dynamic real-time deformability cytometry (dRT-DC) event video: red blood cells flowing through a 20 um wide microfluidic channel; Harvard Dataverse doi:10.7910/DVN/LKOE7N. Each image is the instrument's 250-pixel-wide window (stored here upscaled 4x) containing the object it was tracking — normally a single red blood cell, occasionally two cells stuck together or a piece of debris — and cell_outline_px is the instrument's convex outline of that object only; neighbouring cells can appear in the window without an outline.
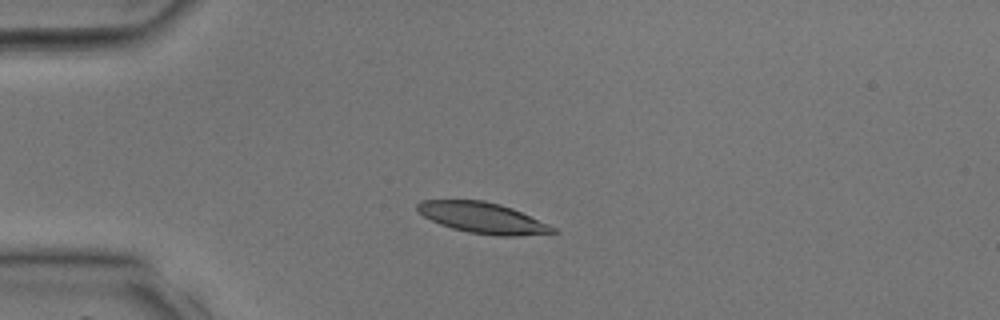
{"species": "common noctule bat (a hibernating species)", "species_latin": "Nyctalus noctula", "temperature_condition": "room temperature", "stored_images_in_passage": 29, "camera_frame_rate_fps": 3000, "um_per_image_px": 0.085, "animal": {"sex": "male", "body_mass_g": 17.9, "forearm_length_mm": 54.2}, "frame": {"image": 1, "passage_image": 1, "time_ms": 0.0, "image_size_px": [1000, 320], "cell_outline_px": [[556, 232], [516, 236], [500, 236], [468, 232], [452, 228], [440, 224], [424, 216], [416, 208], [416, 204], [420, 200], [484, 200], [500, 204], [512, 208], [548, 224], [556, 228]], "centroid_in_image_um": [41.01, 18.51], "position_along_channel_um": 44.0, "area_um2": 24.1}}
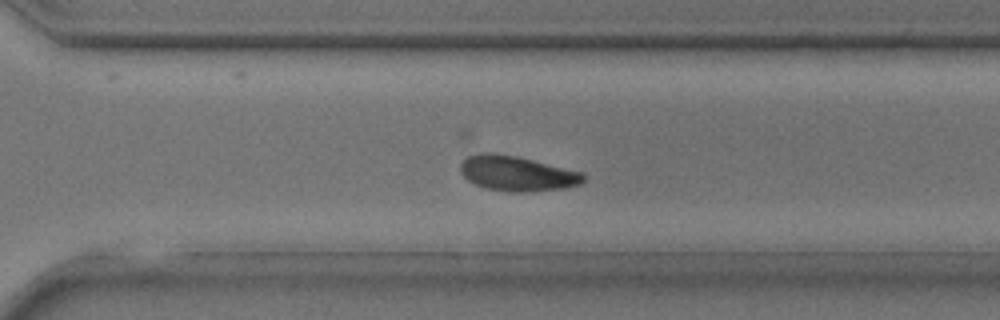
{"frame": {"image": 2, "passage_image": 18, "time_ms": 5.667, "image_size_px": [1000, 320], "cell_outline_px": [[584, 180], [580, 184], [564, 188], [524, 192], [512, 192], [484, 188], [468, 180], [460, 172], [460, 164], [468, 156], [480, 152], [492, 152], [516, 156], [580, 172], [584, 176]], "centroid_in_image_um": [43.89, 14.74], "position_along_channel_um": 326.7, "area_um2": 24.85}}
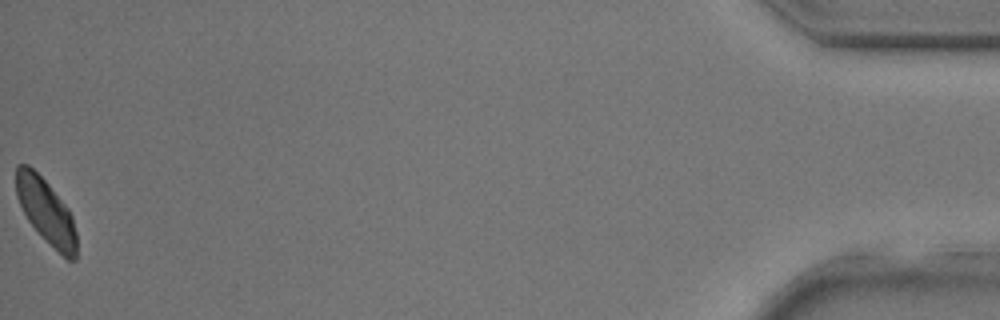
{"frame": {"image": 3, "passage_image": 29, "time_ms": 9.333, "image_size_px": [1000, 320], "cell_outline_px": [[76, 260], [68, 260], [28, 220], [16, 196], [16, 164], [28, 164], [48, 184], [68, 208], [72, 216], [76, 232]], "centroid_in_image_um": [3.91, 17.91], "position_along_channel_um": 431.3, "area_um2": 22.14}}